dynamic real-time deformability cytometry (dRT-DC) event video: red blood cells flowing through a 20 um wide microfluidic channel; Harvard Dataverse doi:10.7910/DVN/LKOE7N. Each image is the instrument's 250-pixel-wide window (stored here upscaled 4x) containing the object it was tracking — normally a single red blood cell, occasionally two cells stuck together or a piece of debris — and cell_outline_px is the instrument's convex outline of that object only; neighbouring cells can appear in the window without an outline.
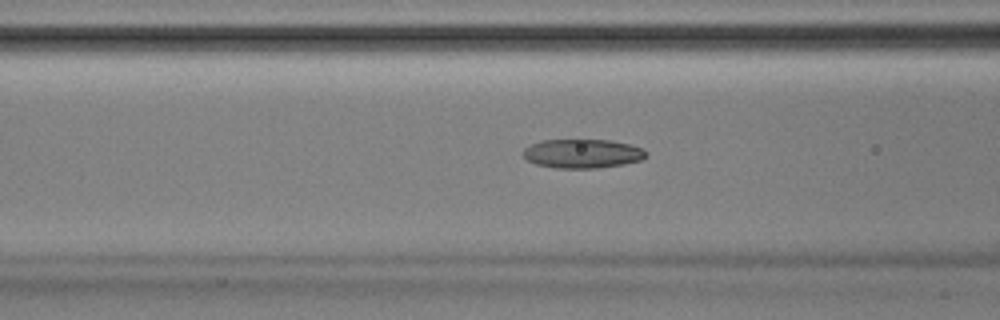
{"species": "Egyptian fruit bat (a non-hibernating species)", "species_latin": "Rousettus aegyptiacus", "temperature_condition": "room temperature", "stored_images_in_passage": 52, "camera_frame_rate_fps": 3000, "um_per_image_px": 0.085, "animal": {"sex": "male"}, "frame": {"image": 1, "passage_image": 21, "time_ms": 6.667, "image_size_px": [1000, 320], "cell_outline_px": [[648, 156], [640, 160], [624, 164], [596, 168], [556, 168], [536, 164], [528, 160], [524, 156], [524, 148], [540, 140], [608, 140], [628, 144], [644, 148], [648, 152]], "centroid_in_image_um": [49.54, 13.05], "position_along_channel_um": 117.1, "area_um2": 20.75}}
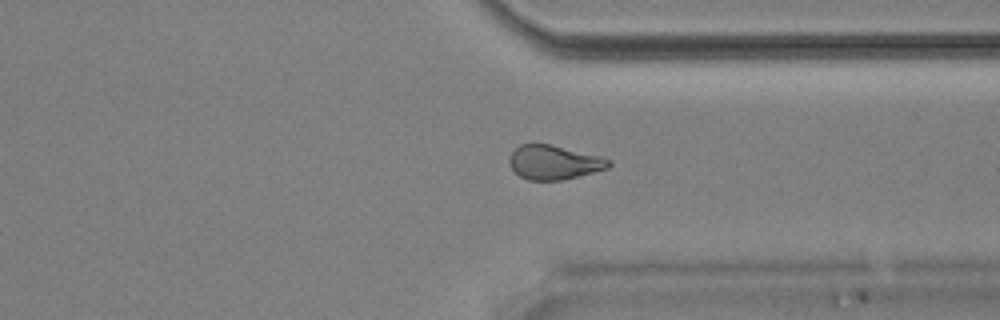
{"frame": {"image": 2, "passage_image": 40, "time_ms": 13.0, "image_size_px": [1000, 320], "cell_outline_px": [[612, 164], [608, 168], [560, 180], [528, 180], [520, 176], [508, 164], [508, 160], [512, 152], [520, 144], [552, 144], [600, 156], [612, 160]], "centroid_in_image_um": [47.08, 13.79], "position_along_channel_um": 364.3, "area_um2": 19.71}}
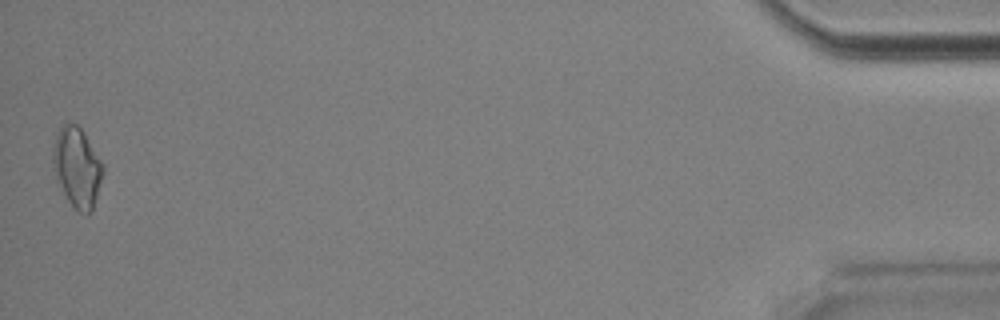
{"frame": {"image": 3, "passage_image": 52, "time_ms": 17.0, "image_size_px": [1000, 320], "cell_outline_px": [[104, 172], [92, 212], [88, 216], [84, 216], [68, 200], [56, 176], [52, 160], [52, 148], [56, 136], [60, 128], [68, 120], [76, 124], [80, 128], [104, 164]], "centroid_in_image_um": [6.57, 14.23], "position_along_channel_um": 428.6, "area_um2": 23.18}, "authors_computed_cell_mechanics": {"area_um2": 20.808, "velocity_mm_per_s": 3.9057, "shape_relaxation_time_tau1_ms": 8.5658, "shape_relaxation_time_tau2_ms": 2.5648, "deformation_change_tau1": 0.1967, "deformation_change_tau2": 0.0908}}